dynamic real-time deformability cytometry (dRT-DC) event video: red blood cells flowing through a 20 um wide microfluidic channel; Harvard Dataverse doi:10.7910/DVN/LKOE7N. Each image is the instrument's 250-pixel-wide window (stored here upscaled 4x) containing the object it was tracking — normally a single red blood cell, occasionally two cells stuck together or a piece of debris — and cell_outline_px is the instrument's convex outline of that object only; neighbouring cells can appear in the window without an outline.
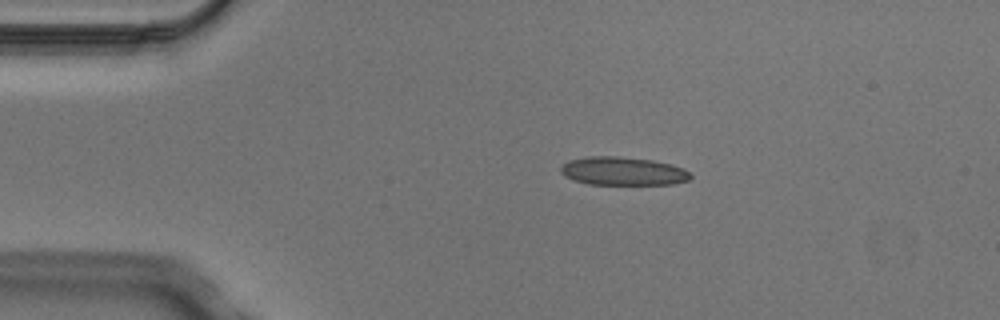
{"species": "Egyptian fruit bat (a non-hibernating species)", "species_latin": "Rousettus aegyptiacus", "temperature_condition": "cold", "stored_images_in_passage": 5, "camera_frame_rate_fps": 3000, "um_per_image_px": 0.085, "animal": {"sex": "male"}, "frame": {"image": 1, "passage_image": 2, "time_ms": 0.333, "image_size_px": [1000, 320], "cell_outline_px": [[692, 176], [688, 180], [672, 184], [588, 184], [572, 180], [564, 176], [560, 172], [560, 168], [568, 160], [588, 156], [616, 156], [652, 160], [672, 164], [684, 168]], "centroid_in_image_um": [52.92, 14.54], "position_along_channel_um": 32.1, "area_um2": 21.5}}
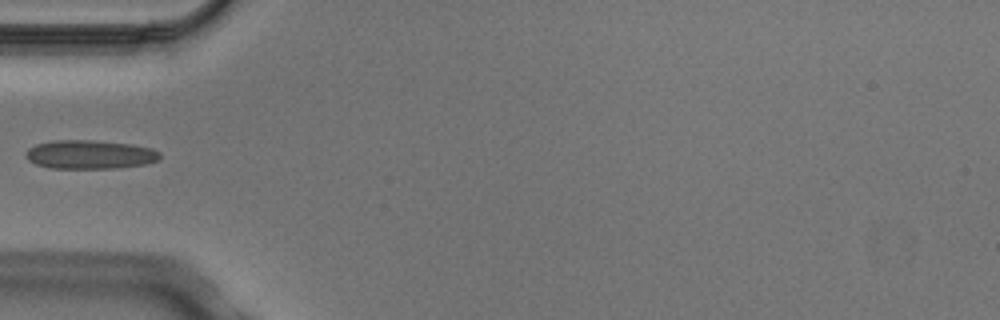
{"frame": {"image": 2, "passage_image": 4, "time_ms": 1.0, "image_size_px": [1000, 320], "cell_outline_px": [[160, 160], [144, 164], [116, 168], [48, 168], [36, 164], [28, 160], [24, 156], [24, 152], [28, 148], [36, 144], [56, 140], [92, 140], [132, 144], [152, 148], [160, 152]], "centroid_in_image_um": [7.62, 13.13], "position_along_channel_um": 77.4, "area_um2": 22.66}}
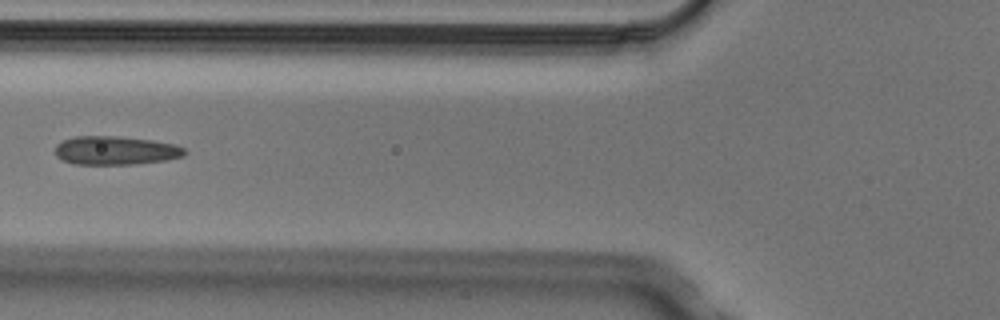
{"frame": {"image": 3, "passage_image": 5, "time_ms": 1.333, "image_size_px": [1000, 320], "cell_outline_px": [[188, 152], [184, 156], [164, 160], [132, 164], [76, 164], [64, 160], [56, 156], [56, 144], [64, 140], [76, 136], [116, 136], [152, 140], [176, 144], [184, 148]], "centroid_in_image_um": [9.85, 12.78], "position_along_channel_um": 115.9, "area_um2": 21.5}}